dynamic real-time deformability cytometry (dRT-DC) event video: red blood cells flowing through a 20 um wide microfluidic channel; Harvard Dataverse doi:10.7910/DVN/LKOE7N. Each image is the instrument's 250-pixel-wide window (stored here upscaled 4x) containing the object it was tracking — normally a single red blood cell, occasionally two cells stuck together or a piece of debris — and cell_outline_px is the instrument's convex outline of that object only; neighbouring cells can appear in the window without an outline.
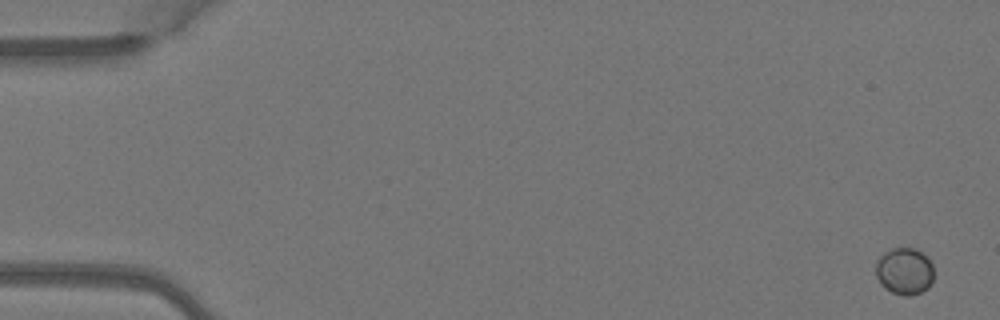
{"species": "Egyptian fruit bat (a non-hibernating species)", "species_latin": "Rousettus aegyptiacus", "temperature_condition": "warm", "stored_images_in_passage": 5, "camera_frame_rate_fps": 3000, "um_per_image_px": 0.085, "animal": {"sex": "female"}, "frame": {"image": 1, "passage_image": 1, "time_ms": 0.0, "image_size_px": [1000, 320], "cell_outline_px": [[932, 280], [928, 288], [912, 296], [904, 296], [892, 292], [884, 288], [880, 284], [876, 276], [876, 264], [880, 256], [884, 252], [892, 248], [916, 248], [932, 264]], "centroid_in_image_um": [76.85, 23.06], "position_along_channel_um": 8.2, "area_um2": 15.78}}
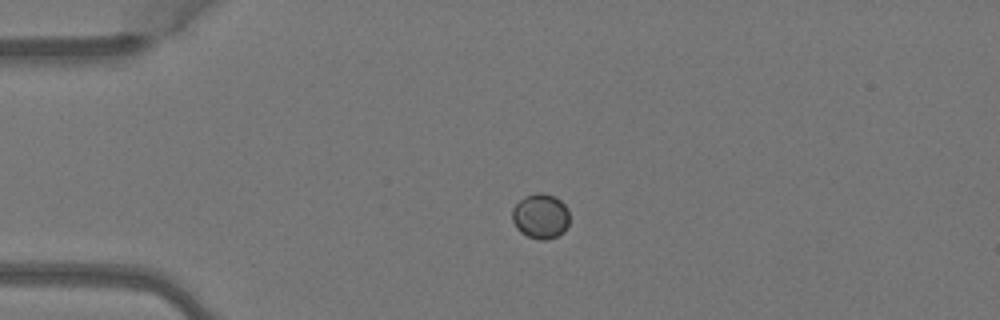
{"frame": {"image": 2, "passage_image": 4, "time_ms": 1.0, "image_size_px": [1000, 320], "cell_outline_px": [[568, 224], [564, 232], [548, 240], [540, 240], [528, 236], [520, 232], [516, 228], [512, 220], [512, 208], [524, 196], [536, 192], [540, 192], [552, 196], [560, 200], [568, 208]], "centroid_in_image_um": [45.93, 18.38], "position_along_channel_um": 39.1, "area_um2": 15.09}}